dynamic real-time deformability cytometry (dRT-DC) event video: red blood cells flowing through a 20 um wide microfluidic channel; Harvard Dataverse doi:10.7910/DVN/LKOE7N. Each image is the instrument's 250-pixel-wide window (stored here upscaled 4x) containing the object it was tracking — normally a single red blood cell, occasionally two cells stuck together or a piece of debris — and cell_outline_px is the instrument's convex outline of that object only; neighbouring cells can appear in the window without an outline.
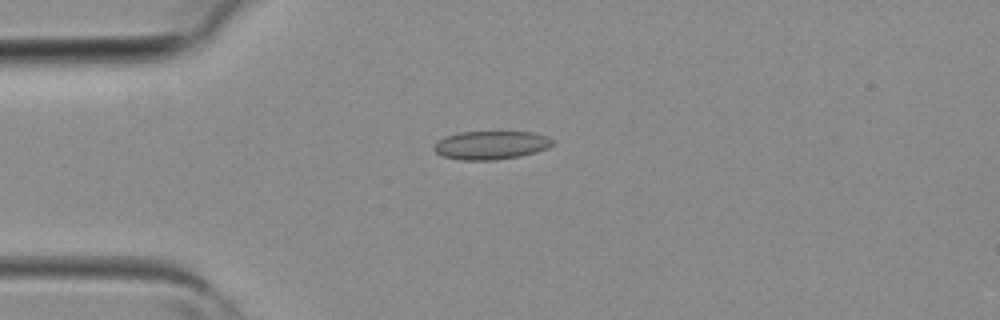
{"species": "common noctule bat (a hibernating species)", "species_latin": "Nyctalus noctula", "temperature_condition": "room temperature", "stored_images_in_passage": 2, "camera_frame_rate_fps": 3000, "um_per_image_px": 0.085, "animal": {"sex": "female", "body_mass_g": 19.3, "forearm_length_mm": 54.1}, "frame": {"image": 1, "passage_image": 2, "time_ms": 0.333, "image_size_px": [1000, 320], "cell_outline_px": [[556, 144], [548, 148], [536, 152], [520, 156], [496, 160], [460, 160], [440, 156], [432, 148], [436, 140], [444, 136], [460, 132], [532, 132], [548, 136], [556, 140]], "centroid_in_image_um": [41.74, 12.34], "position_along_channel_um": 43.3, "area_um2": 20.11}}